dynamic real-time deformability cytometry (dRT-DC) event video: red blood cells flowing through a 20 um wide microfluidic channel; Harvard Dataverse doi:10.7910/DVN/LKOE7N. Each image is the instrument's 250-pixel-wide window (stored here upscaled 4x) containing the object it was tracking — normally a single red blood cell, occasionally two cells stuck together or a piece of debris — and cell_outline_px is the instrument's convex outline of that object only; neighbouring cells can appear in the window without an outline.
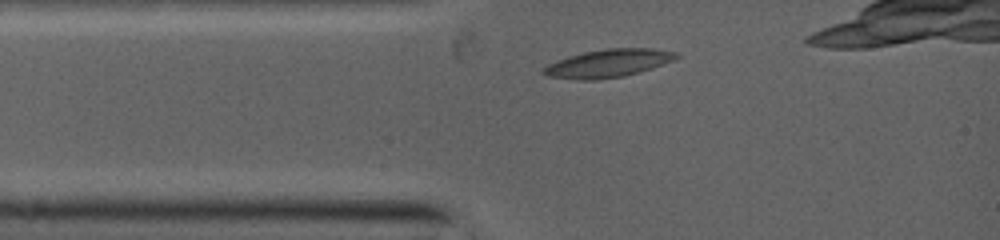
{"species": "common noctule bat (a hibernating species)", "species_latin": "Nyctalus noctula", "temperature_condition": "warm", "stored_images_in_passage": 50, "camera_frame_rate_fps": 5000, "um_per_image_px": 0.085, "animal": {"sex": "female", "body_mass_g": 19.0, "forearm_length_mm": 53.3}, "frame": {"image": 1, "passage_image": 1, "time_ms": 0.0, "image_size_px": [1000, 240], "cell_outline_px": [[680, 56], [672, 60], [652, 68], [624, 76], [588, 80], [580, 80], [548, 76], [540, 72], [544, 68], [560, 60], [584, 52], [608, 48], [648, 48], [676, 52]], "centroid_in_image_um": [51.73, 5.38], "position_along_channel_um": 33.3, "area_um2": 21.04}}
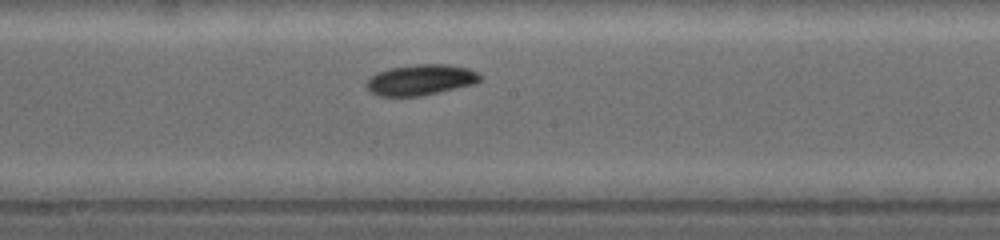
{"frame": {"image": 2, "passage_image": 28, "time_ms": 4.2, "image_size_px": [1000, 240], "cell_outline_px": [[480, 80], [472, 84], [436, 92], [416, 96], [380, 96], [372, 92], [368, 88], [368, 80], [372, 76], [380, 72], [392, 68], [416, 64], [448, 64], [468, 68], [476, 72], [480, 76]], "centroid_in_image_um": [35.77, 6.77], "position_along_channel_um": 212.4, "area_um2": 19.65}}
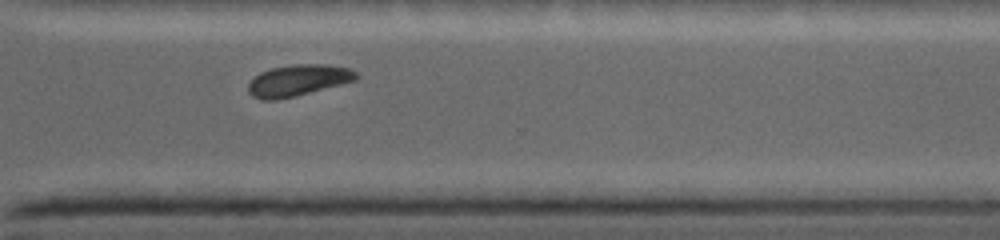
{"frame": {"image": 3, "passage_image": 49, "time_ms": 7.2, "image_size_px": [1000, 240], "cell_outline_px": [[356, 80], [296, 96], [272, 100], [264, 100], [252, 96], [248, 92], [248, 84], [260, 72], [272, 68], [296, 64], [324, 64], [348, 68], [356, 72]], "centroid_in_image_um": [25.31, 6.83], "position_along_channel_um": 345.3, "area_um2": 19.42}}